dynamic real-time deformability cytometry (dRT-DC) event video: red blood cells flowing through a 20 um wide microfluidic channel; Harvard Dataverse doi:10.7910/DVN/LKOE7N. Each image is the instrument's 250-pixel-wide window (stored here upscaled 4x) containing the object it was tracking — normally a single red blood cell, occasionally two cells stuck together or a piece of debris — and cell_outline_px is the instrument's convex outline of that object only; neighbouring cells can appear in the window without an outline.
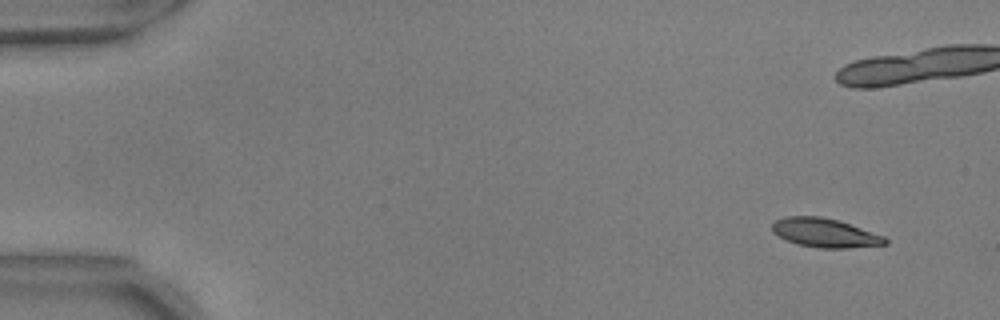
{"species": "common noctule bat (a hibernating species)", "species_latin": "Nyctalus noctula", "temperature_condition": "warm", "stored_images_in_passage": 53, "camera_frame_rate_fps": 3000, "um_per_image_px": 0.085, "animal": {"sex": "male", "body_mass_g": 17.9, "forearm_length_mm": 54.2}, "frame": {"image": 1, "passage_image": 1, "time_ms": 0.0, "image_size_px": [1000, 320], "cell_outline_px": [[888, 244], [848, 248], [820, 248], [796, 244], [772, 232], [772, 224], [776, 220], [784, 216], [820, 216], [836, 220], [884, 236], [888, 240]], "centroid_in_image_um": [70.1, 19.8], "position_along_channel_um": 14.9, "area_um2": 18.84}}
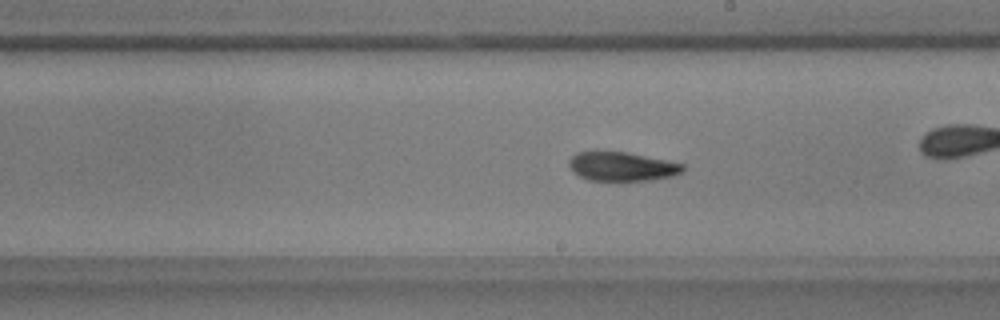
{"frame": {"image": 2, "passage_image": 29, "time_ms": 9.333, "image_size_px": [1000, 320], "cell_outline_px": [[684, 172], [672, 176], [652, 180], [588, 180], [580, 176], [568, 164], [568, 160], [576, 152], [596, 148], [628, 152], [684, 164]], "centroid_in_image_um": [52.82, 14.1], "position_along_channel_um": 236.2, "area_um2": 19.77}}
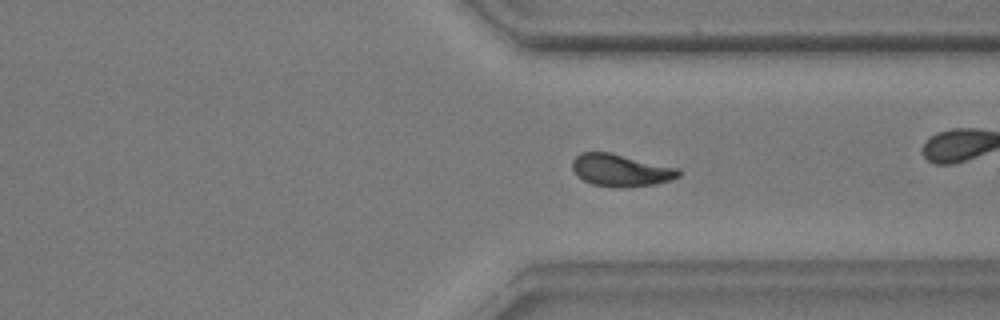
{"frame": {"image": 3, "passage_image": 39, "time_ms": 12.667, "image_size_px": [1000, 320], "cell_outline_px": [[680, 176], [656, 184], [628, 188], [616, 188], [592, 184], [576, 176], [572, 168], [572, 160], [580, 152], [608, 152], [680, 168]], "centroid_in_image_um": [52.75, 14.48], "position_along_channel_um": 358.6, "area_um2": 20.17}, "authors_computed_cell_mechanics": {"area_um2": 19.2474, "velocity_mm_per_s": 3.6772, "shape_relaxation_time_tau1_ms": 5.9707, "shape_relaxation_time_tau2_ms": 4.5255, "deformation_change_tau1": 0.1885, "deformation_change_tau2": 0.1149}}